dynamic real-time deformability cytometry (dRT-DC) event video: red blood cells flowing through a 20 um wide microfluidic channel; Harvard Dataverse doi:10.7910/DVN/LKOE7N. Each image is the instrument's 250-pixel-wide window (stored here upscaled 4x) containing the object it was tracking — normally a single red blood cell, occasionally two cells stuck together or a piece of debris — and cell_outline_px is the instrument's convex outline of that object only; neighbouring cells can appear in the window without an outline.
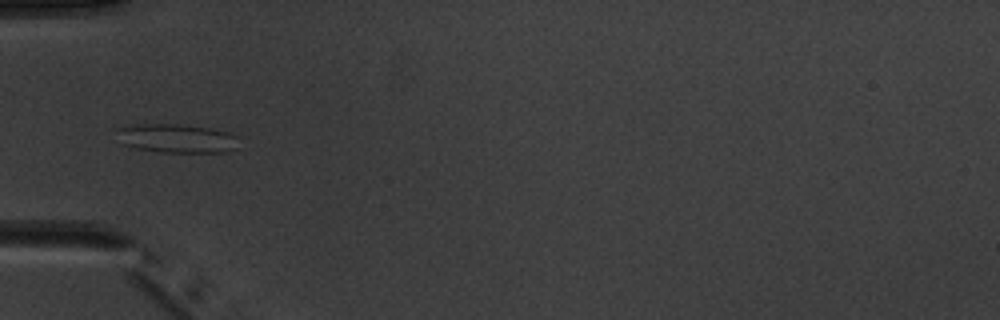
{"species": "common noctule bat (a hibernating species)", "species_latin": "Nyctalus noctula", "temperature_condition": "warm", "stored_images_in_passage": 5, "camera_frame_rate_fps": 3000, "um_per_image_px": 0.085, "animal": {"sex": "male", "body_mass_g": 20.1, "forearm_length_mm": 53.5}, "frame": {"image": 1, "passage_image": 4, "time_ms": 5.0, "image_size_px": [1000, 320], "cell_outline_px": [[236, 148], [224, 152], [160, 152], [136, 148], [124, 144], [116, 128], [140, 124], [180, 124], [208, 128], [228, 132], [236, 136]], "centroid_in_image_um": [15.03, 11.76], "position_along_channel_um": 70.0, "area_um2": 20.11}}
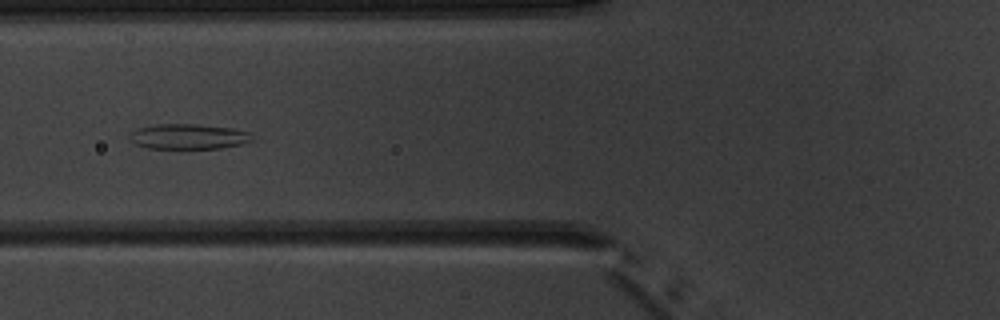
{"frame": {"image": 2, "passage_image": 5, "time_ms": 6.0, "image_size_px": [1000, 320], "cell_outline_px": [[256, 140], [240, 144], [220, 148], [148, 148], [136, 144], [128, 136], [136, 128], [156, 124], [196, 124], [232, 128], [248, 132]], "centroid_in_image_um": [16.02, 11.6], "position_along_channel_um": 109.8, "area_um2": 17.92}}